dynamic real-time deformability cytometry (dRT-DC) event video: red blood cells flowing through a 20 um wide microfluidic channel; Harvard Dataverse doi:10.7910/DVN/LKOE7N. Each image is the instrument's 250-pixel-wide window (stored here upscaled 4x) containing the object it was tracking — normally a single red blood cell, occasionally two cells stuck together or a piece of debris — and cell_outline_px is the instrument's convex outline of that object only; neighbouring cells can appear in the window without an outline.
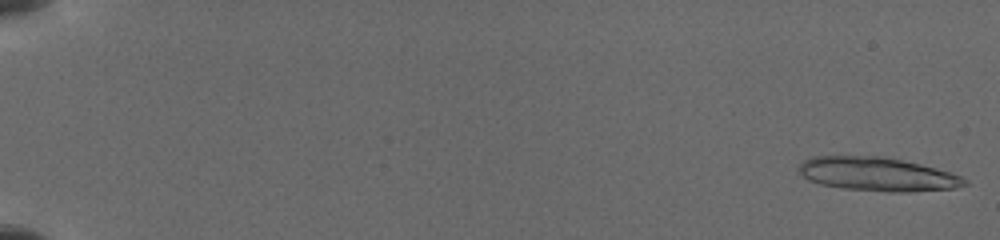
{"species": "common noctule bat (a hibernating species)", "species_latin": "Nyctalus noctula", "temperature_condition": "cold", "stored_images_in_passage": 54, "camera_frame_rate_fps": 3000, "um_per_image_px": 0.085, "animal": {"sex": "female", "body_mass_g": 19.5, "forearm_length_mm": 54.1}, "frame": {"image": 1, "passage_image": 1, "time_ms": 0.0, "image_size_px": [1000, 240], "cell_outline_px": [[968, 184], [952, 188], [900, 192], [888, 192], [844, 188], [820, 184], [808, 180], [800, 172], [800, 164], [804, 160], [812, 156], [880, 156], [920, 164], [936, 168], [960, 176], [968, 180]], "centroid_in_image_um": [74.55, 14.8], "position_along_channel_um": 10.4, "area_um2": 32.14}}
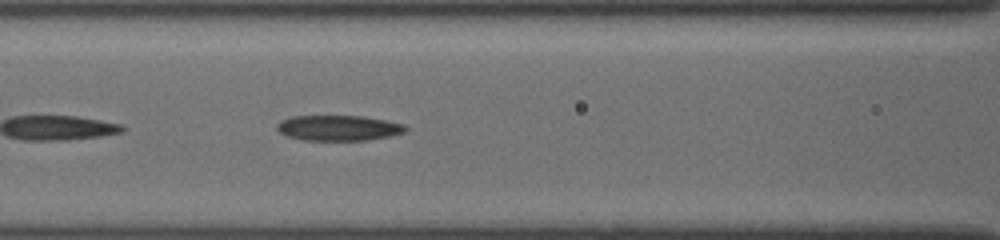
{"frame": {"image": 2, "passage_image": 31, "time_ms": 8.333, "image_size_px": [1000, 240], "cell_outline_px": [[408, 128], [404, 132], [388, 136], [368, 140], [304, 140], [288, 136], [280, 132], [276, 128], [276, 124], [280, 120], [292, 116], [364, 116], [404, 124]], "centroid_in_image_um": [28.75, 10.87], "position_along_channel_um": 137.9, "area_um2": 18.96}}
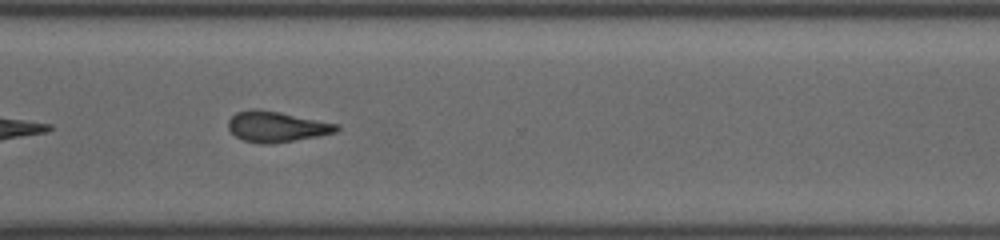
{"frame": {"image": 3, "passage_image": 52, "time_ms": 13.667, "image_size_px": [1000, 240], "cell_outline_px": [[340, 128], [336, 132], [320, 136], [272, 144], [260, 144], [244, 140], [236, 136], [228, 128], [228, 120], [236, 112], [252, 108], [260, 108], [340, 124]], "centroid_in_image_um": [23.52, 10.76], "position_along_channel_um": 347.1, "area_um2": 19.59}}